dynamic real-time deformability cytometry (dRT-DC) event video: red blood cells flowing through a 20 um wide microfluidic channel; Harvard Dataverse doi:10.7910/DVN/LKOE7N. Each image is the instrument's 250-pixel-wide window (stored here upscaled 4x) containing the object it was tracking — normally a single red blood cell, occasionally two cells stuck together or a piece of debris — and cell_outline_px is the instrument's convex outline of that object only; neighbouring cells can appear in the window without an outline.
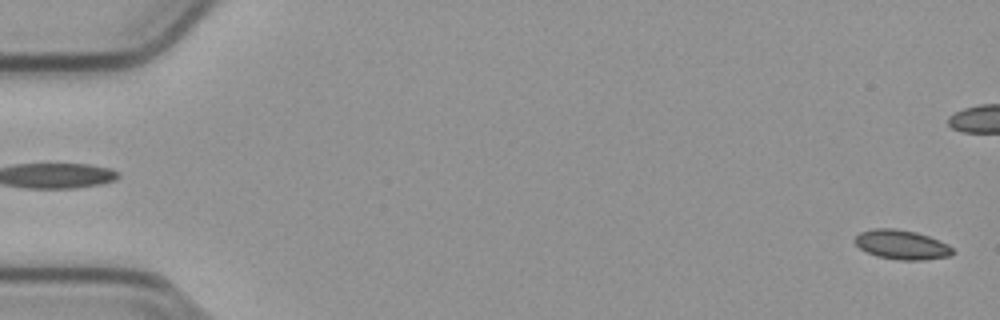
{"species": "common noctule bat (a hibernating species)", "species_latin": "Nyctalus noctula", "temperature_condition": "cold", "stored_images_in_passage": 55, "camera_frame_rate_fps": 3000, "um_per_image_px": 0.085, "animal": {"sex": "male", "body_mass_g": 23.1, "forearm_length_mm": 52.7}, "frame": {"image": 1, "passage_image": 1, "time_ms": 0.0, "image_size_px": [1000, 320], "cell_outline_px": [[952, 252], [948, 256], [924, 260], [900, 260], [876, 256], [860, 248], [852, 240], [860, 232], [872, 228], [892, 228], [916, 232], [928, 236], [948, 244], [952, 248]], "centroid_in_image_um": [76.6, 20.79], "position_along_channel_um": 8.4, "area_um2": 16.65}}
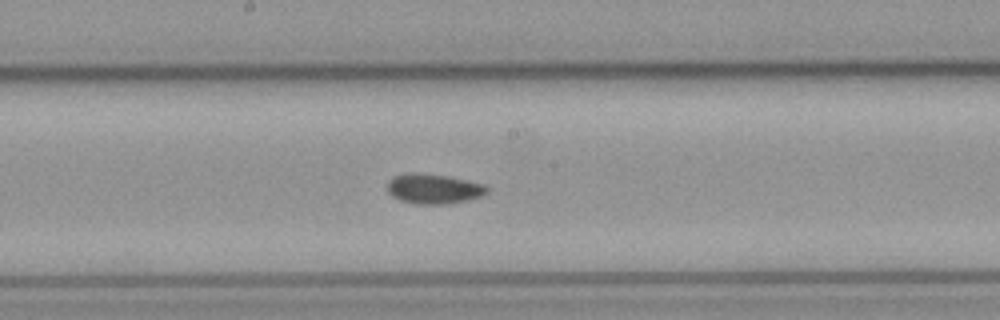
{"frame": {"image": 2, "passage_image": 29, "time_ms": 9.333, "image_size_px": [1000, 320], "cell_outline_px": [[488, 192], [480, 196], [468, 200], [444, 204], [412, 204], [400, 200], [392, 196], [388, 192], [388, 180], [396, 176], [448, 176], [484, 184], [488, 188]], "centroid_in_image_um": [36.91, 16.11], "position_along_channel_um": 211.3, "area_um2": 16.53}}
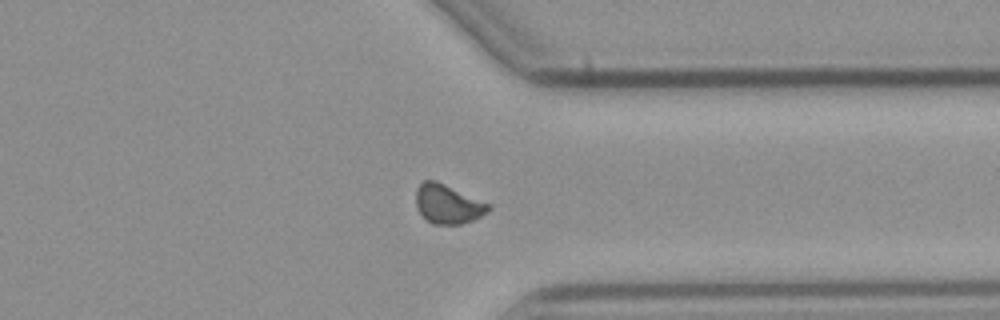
{"frame": {"image": 3, "passage_image": 42, "time_ms": 13.667, "image_size_px": [1000, 320], "cell_outline_px": [[492, 208], [488, 212], [472, 220], [460, 224], [432, 224], [416, 208], [416, 188], [424, 180], [436, 180], [492, 204]], "centroid_in_image_um": [38.09, 17.33], "position_along_channel_um": 373.3, "area_um2": 16.65}, "authors_computed_cell_mechanics": {"area_um2": 16.473, "velocity_mm_per_s": 3.7866, "shape_relaxation_time_tau1_ms": null, "shape_relaxation_time_tau2_ms": 2.8675, "deformation_change_tau1": null, "deformation_change_tau2": 0.0482}}